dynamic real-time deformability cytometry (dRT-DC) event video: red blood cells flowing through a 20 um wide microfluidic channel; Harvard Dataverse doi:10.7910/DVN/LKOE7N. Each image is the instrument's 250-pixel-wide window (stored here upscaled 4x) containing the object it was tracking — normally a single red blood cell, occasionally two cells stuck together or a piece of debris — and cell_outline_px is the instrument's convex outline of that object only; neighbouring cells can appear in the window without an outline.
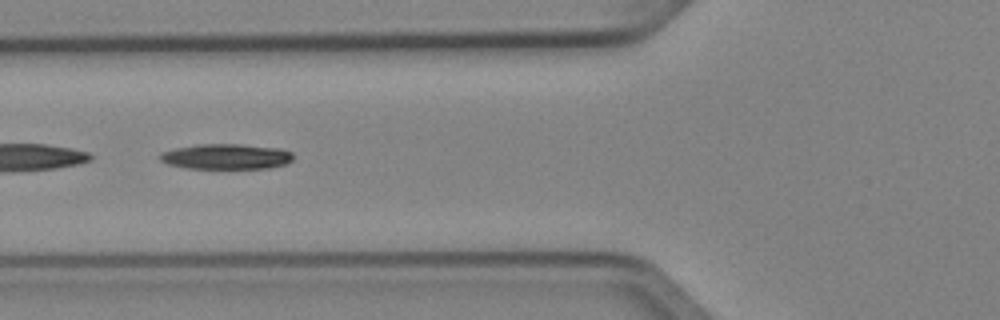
{"species": "Egyptian fruit bat (a non-hibernating species)", "species_latin": "Rousettus aegyptiacus", "temperature_condition": "cold", "stored_images_in_passage": 7, "camera_frame_rate_fps": 3000, "um_per_image_px": 0.085, "animal": {"sex": "female"}, "frame": {"image": 1, "passage_image": 5, "time_ms": 1.333, "image_size_px": [1000, 320], "cell_outline_px": [[292, 160], [288, 164], [268, 168], [184, 168], [168, 164], [160, 160], [160, 152], [176, 148], [196, 144], [240, 144], [280, 148], [292, 152]], "centroid_in_image_um": [19.23, 13.3], "position_along_channel_um": 106.6, "area_um2": 19.77}}